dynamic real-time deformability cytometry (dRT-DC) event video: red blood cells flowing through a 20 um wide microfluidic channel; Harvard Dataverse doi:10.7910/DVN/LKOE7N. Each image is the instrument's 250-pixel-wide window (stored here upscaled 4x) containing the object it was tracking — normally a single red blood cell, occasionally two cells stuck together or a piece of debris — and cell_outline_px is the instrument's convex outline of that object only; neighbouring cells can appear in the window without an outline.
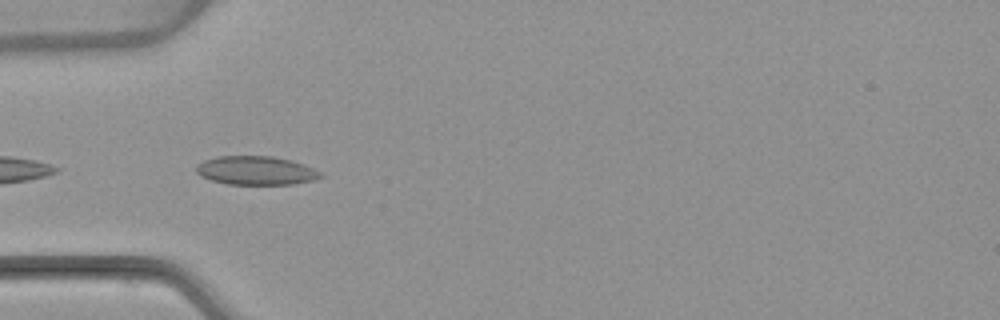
{"species": "common noctule bat (a hibernating species)", "species_latin": "Nyctalus noctula", "temperature_condition": "warm", "stored_images_in_passage": 3, "camera_frame_rate_fps": 3000, "um_per_image_px": 0.085, "animal": {"sex": "female", "body_mass_g": 22.7, "forearm_length_mm": 54.2}, "frame": {"image": 1, "passage_image": 2, "time_ms": 1.333, "image_size_px": [1000, 320], "cell_outline_px": [[324, 176], [316, 180], [292, 184], [228, 184], [212, 180], [200, 176], [196, 172], [196, 164], [204, 160], [216, 156], [272, 156], [292, 160], [304, 164], [320, 172]], "centroid_in_image_um": [21.76, 14.49], "position_along_channel_um": 63.2, "area_um2": 20.92}}
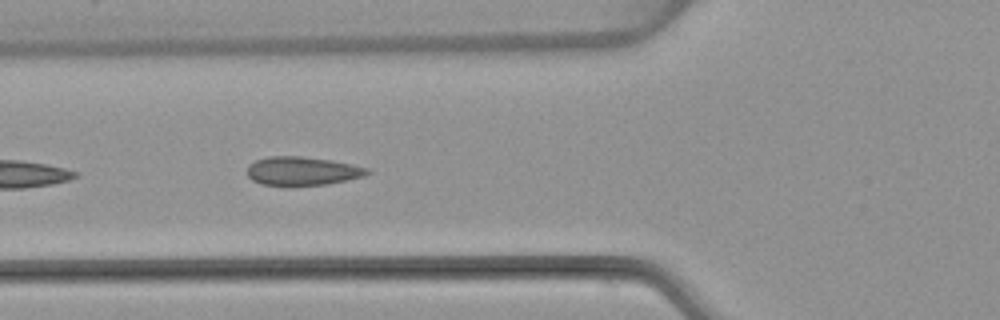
{"frame": {"image": 2, "passage_image": 3, "time_ms": 2.333, "image_size_px": [1000, 320], "cell_outline_px": [[372, 172], [364, 176], [328, 184], [292, 188], [288, 188], [260, 184], [252, 180], [248, 176], [248, 164], [256, 160], [268, 156], [300, 156], [332, 160], [352, 164], [368, 168]], "centroid_in_image_um": [25.67, 14.57], "position_along_channel_um": 100.1, "area_um2": 20.81}}